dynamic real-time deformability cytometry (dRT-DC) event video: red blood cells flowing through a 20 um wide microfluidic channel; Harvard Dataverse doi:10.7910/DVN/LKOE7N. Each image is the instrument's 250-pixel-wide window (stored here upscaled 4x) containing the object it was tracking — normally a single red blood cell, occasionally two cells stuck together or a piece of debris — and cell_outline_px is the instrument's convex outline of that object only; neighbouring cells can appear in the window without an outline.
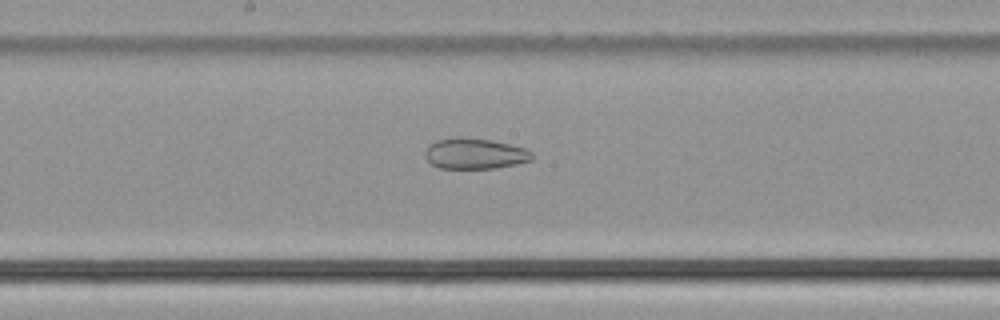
{"species": "common noctule bat (a hibernating species)", "species_latin": "Nyctalus noctula", "temperature_condition": "cold", "stored_images_in_passage": 37, "camera_frame_rate_fps": 3000, "um_per_image_px": 0.085, "animal": {"sex": "male", "body_mass_g": 21.5, "forearm_length_mm": 52.0}, "frame": {"image": 1, "passage_image": 13, "time_ms": 4.0, "image_size_px": [1000, 320], "cell_outline_px": [[532, 160], [516, 164], [496, 168], [440, 168], [432, 164], [424, 156], [424, 152], [428, 144], [436, 140], [492, 140], [524, 148], [532, 152]], "centroid_in_image_um": [40.37, 13.1], "position_along_channel_um": 207.8, "area_um2": 18.44}}
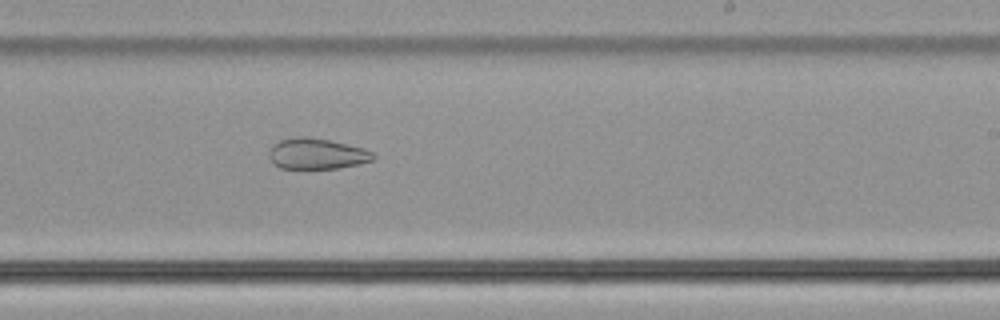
{"frame": {"image": 2, "passage_image": 17, "time_ms": 5.333, "image_size_px": [1000, 320], "cell_outline_px": [[376, 156], [372, 160], [340, 168], [280, 168], [268, 156], [268, 152], [272, 144], [280, 140], [296, 136], [308, 136], [328, 140], [364, 148], [372, 152]], "centroid_in_image_um": [26.9, 13.05], "position_along_channel_um": 262.1, "area_um2": 18.61}}
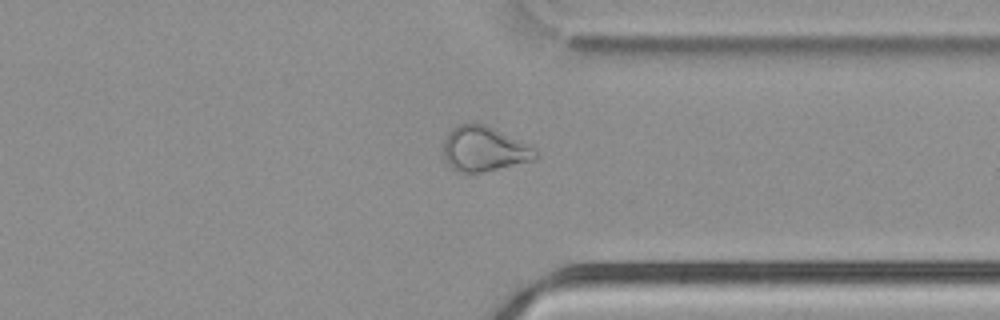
{"frame": {"image": 3, "passage_image": 25, "time_ms": 8.0, "image_size_px": [1000, 320], "cell_outline_px": [[540, 156], [536, 160], [480, 172], [460, 172], [452, 168], [448, 164], [444, 156], [444, 140], [448, 132], [456, 124], [484, 124], [520, 140], [536, 148]], "centroid_in_image_um": [41.18, 12.66], "position_along_channel_um": 370.2, "area_um2": 24.04}}